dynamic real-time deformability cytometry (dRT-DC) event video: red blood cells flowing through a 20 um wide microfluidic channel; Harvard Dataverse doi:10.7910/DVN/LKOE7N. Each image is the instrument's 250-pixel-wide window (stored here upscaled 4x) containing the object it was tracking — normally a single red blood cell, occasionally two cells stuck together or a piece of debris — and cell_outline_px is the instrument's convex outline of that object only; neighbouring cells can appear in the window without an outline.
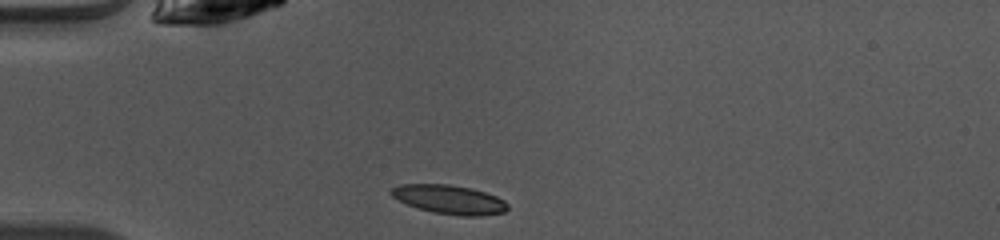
{"species": "common noctule bat (a hibernating species)", "species_latin": "Nyctalus noctula", "temperature_condition": "warm", "stored_images_in_passage": 37, "camera_frame_rate_fps": 3000, "um_per_image_px": 0.085, "animal": {"sex": "female", "body_mass_g": 10.0, "forearm_length_mm": 53.1}, "frame": {"image": 1, "passage_image": 1, "time_ms": 0.0, "image_size_px": [1000, 240], "cell_outline_px": [[508, 208], [504, 212], [484, 216], [460, 216], [436, 212], [420, 208], [408, 204], [392, 196], [388, 192], [392, 188], [400, 184], [448, 184], [472, 188], [496, 196], [504, 200], [508, 204]], "centroid_in_image_um": [38.23, 16.95], "position_along_channel_um": 46.8, "area_um2": 19.54}}
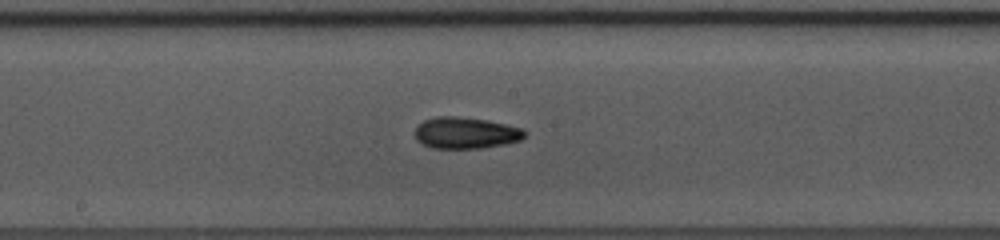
{"frame": {"image": 2, "passage_image": 14, "time_ms": 4.333, "image_size_px": [1000, 240], "cell_outline_px": [[524, 136], [520, 140], [504, 144], [480, 148], [432, 148], [416, 140], [416, 128], [424, 120], [436, 116], [456, 116], [488, 120], [520, 128], [524, 132]], "centroid_in_image_um": [39.55, 11.29], "position_along_channel_um": 208.6, "area_um2": 19.83}}
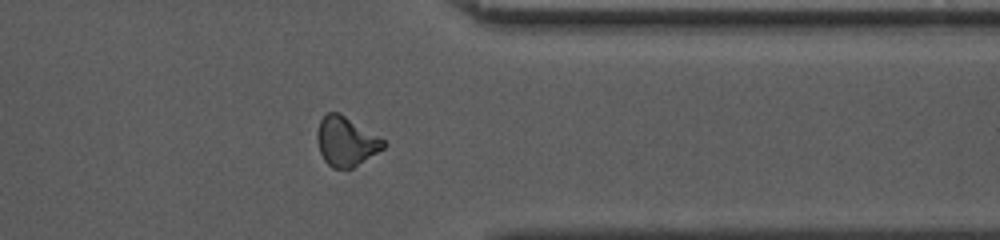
{"frame": {"image": 3, "passage_image": 27, "time_ms": 8.667, "image_size_px": [1000, 240], "cell_outline_px": [[384, 148], [352, 168], [332, 168], [324, 160], [320, 152], [316, 140], [316, 132], [320, 120], [328, 112], [340, 112], [384, 140]], "centroid_in_image_um": [29.37, 12.01], "position_along_channel_um": 382.0, "area_um2": 18.9}, "authors_computed_cell_mechanics": {"area_um2": 18.9584, "velocity_mm_per_s": 4.1081, "shape_relaxation_time_tau1_ms": 3.1613, "shape_relaxation_time_tau2_ms": 3.9768, "deformation_change_tau1": 0.1443, "deformation_change_tau2": 0.0984}}